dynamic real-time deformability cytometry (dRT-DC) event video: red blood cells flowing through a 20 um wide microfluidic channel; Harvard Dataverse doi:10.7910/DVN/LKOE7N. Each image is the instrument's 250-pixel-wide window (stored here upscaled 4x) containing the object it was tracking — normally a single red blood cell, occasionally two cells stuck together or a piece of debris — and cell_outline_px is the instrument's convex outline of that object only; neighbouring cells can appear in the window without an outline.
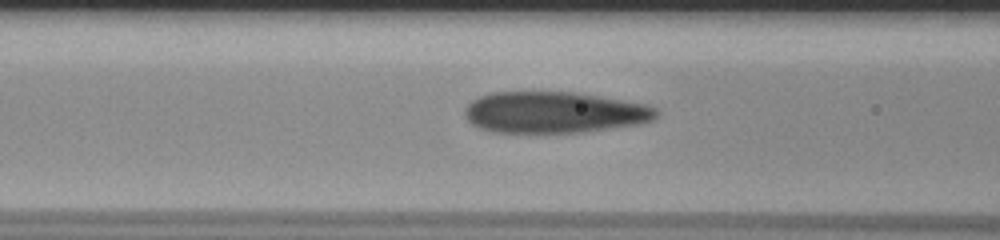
{"species": "human", "species_latin": "Homo sapiens", "temperature_condition": "room temperature", "stored_images_in_passage": 47, "camera_frame_rate_fps": 3000, "um_per_image_px": 0.085, "donor": {"sex": "male"}, "frame": {"image": 1, "passage_image": 14, "time_ms": 4.333, "image_size_px": [1000, 240], "cell_outline_px": [[656, 116], [652, 120], [636, 124], [580, 132], [532, 136], [492, 132], [480, 128], [472, 124], [464, 116], [464, 108], [472, 100], [480, 96], [492, 92], [572, 92], [644, 104], [656, 108]], "centroid_in_image_um": [46.97, 9.6], "position_along_channel_um": 119.6, "area_um2": 46.82}}
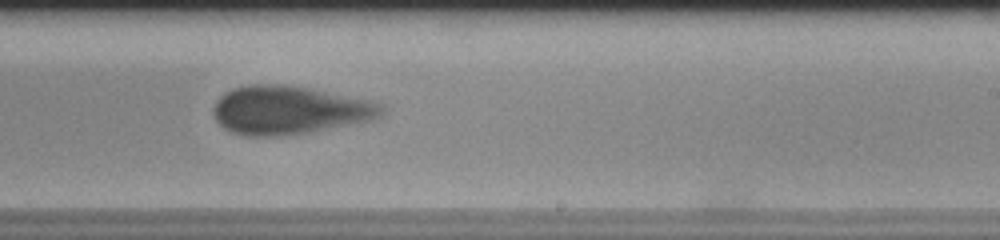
{"frame": {"image": 2, "passage_image": 26, "time_ms": 8.333, "image_size_px": [1000, 240], "cell_outline_px": [[384, 112], [380, 116], [368, 120], [308, 132], [280, 136], [244, 136], [228, 132], [216, 120], [212, 112], [212, 108], [216, 100], [224, 92], [248, 84], [276, 84], [304, 88], [372, 100], [384, 104]], "centroid_in_image_um": [24.53, 9.37], "position_along_channel_um": 264.5, "area_um2": 47.16}}
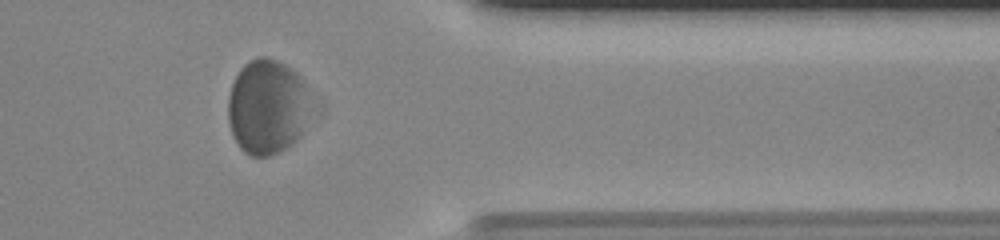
{"frame": {"image": 3, "passage_image": 37, "time_ms": 12.0, "image_size_px": [1000, 240], "cell_outline_px": [[304, 92], [300, 136], [292, 144], [280, 152], [268, 156], [252, 156], [244, 152], [240, 148], [232, 136], [228, 120], [228, 96], [232, 84], [240, 68], [248, 60], [256, 56], [268, 56], [292, 68], [296, 72], [304, 88]], "centroid_in_image_um": [22.57, 9.07], "position_along_channel_um": 388.8, "area_um2": 44.45}}